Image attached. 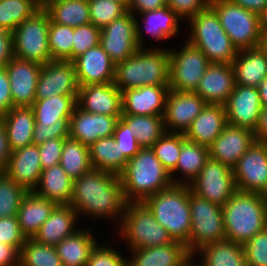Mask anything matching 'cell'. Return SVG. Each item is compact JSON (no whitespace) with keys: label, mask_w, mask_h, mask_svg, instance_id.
<instances>
[{"label":"cell","mask_w":267,"mask_h":266,"mask_svg":"<svg viewBox=\"0 0 267 266\" xmlns=\"http://www.w3.org/2000/svg\"><path fill=\"white\" fill-rule=\"evenodd\" d=\"M167 6L166 0H128L127 10L134 16Z\"/></svg>","instance_id":"cell-58"},{"label":"cell","mask_w":267,"mask_h":266,"mask_svg":"<svg viewBox=\"0 0 267 266\" xmlns=\"http://www.w3.org/2000/svg\"><path fill=\"white\" fill-rule=\"evenodd\" d=\"M171 8L182 20L188 21L209 5V0H166Z\"/></svg>","instance_id":"cell-54"},{"label":"cell","mask_w":267,"mask_h":266,"mask_svg":"<svg viewBox=\"0 0 267 266\" xmlns=\"http://www.w3.org/2000/svg\"><path fill=\"white\" fill-rule=\"evenodd\" d=\"M169 89L195 92L204 72L210 65L206 55L187 41L181 49L169 48Z\"/></svg>","instance_id":"cell-11"},{"label":"cell","mask_w":267,"mask_h":266,"mask_svg":"<svg viewBox=\"0 0 267 266\" xmlns=\"http://www.w3.org/2000/svg\"><path fill=\"white\" fill-rule=\"evenodd\" d=\"M169 86H142L122 91V114L164 115Z\"/></svg>","instance_id":"cell-25"},{"label":"cell","mask_w":267,"mask_h":266,"mask_svg":"<svg viewBox=\"0 0 267 266\" xmlns=\"http://www.w3.org/2000/svg\"><path fill=\"white\" fill-rule=\"evenodd\" d=\"M255 141L254 131L227 123L208 147L209 157L233 169Z\"/></svg>","instance_id":"cell-19"},{"label":"cell","mask_w":267,"mask_h":266,"mask_svg":"<svg viewBox=\"0 0 267 266\" xmlns=\"http://www.w3.org/2000/svg\"><path fill=\"white\" fill-rule=\"evenodd\" d=\"M77 106L89 113L122 115V92L114 83L79 86Z\"/></svg>","instance_id":"cell-21"},{"label":"cell","mask_w":267,"mask_h":266,"mask_svg":"<svg viewBox=\"0 0 267 266\" xmlns=\"http://www.w3.org/2000/svg\"><path fill=\"white\" fill-rule=\"evenodd\" d=\"M101 29L92 23L74 28L72 61L87 50L99 45Z\"/></svg>","instance_id":"cell-48"},{"label":"cell","mask_w":267,"mask_h":266,"mask_svg":"<svg viewBox=\"0 0 267 266\" xmlns=\"http://www.w3.org/2000/svg\"><path fill=\"white\" fill-rule=\"evenodd\" d=\"M97 239L89 229H78L55 246L63 266H86Z\"/></svg>","instance_id":"cell-35"},{"label":"cell","mask_w":267,"mask_h":266,"mask_svg":"<svg viewBox=\"0 0 267 266\" xmlns=\"http://www.w3.org/2000/svg\"><path fill=\"white\" fill-rule=\"evenodd\" d=\"M128 2H114L111 0H89L90 21L102 29L110 22L125 15Z\"/></svg>","instance_id":"cell-47"},{"label":"cell","mask_w":267,"mask_h":266,"mask_svg":"<svg viewBox=\"0 0 267 266\" xmlns=\"http://www.w3.org/2000/svg\"><path fill=\"white\" fill-rule=\"evenodd\" d=\"M209 6L217 13L220 24L238 51L261 46L258 14L231 0H209Z\"/></svg>","instance_id":"cell-8"},{"label":"cell","mask_w":267,"mask_h":266,"mask_svg":"<svg viewBox=\"0 0 267 266\" xmlns=\"http://www.w3.org/2000/svg\"><path fill=\"white\" fill-rule=\"evenodd\" d=\"M224 107L228 124L254 131L262 110L258 88L235 84Z\"/></svg>","instance_id":"cell-18"},{"label":"cell","mask_w":267,"mask_h":266,"mask_svg":"<svg viewBox=\"0 0 267 266\" xmlns=\"http://www.w3.org/2000/svg\"><path fill=\"white\" fill-rule=\"evenodd\" d=\"M13 108L8 73L5 67L0 68V116Z\"/></svg>","instance_id":"cell-56"},{"label":"cell","mask_w":267,"mask_h":266,"mask_svg":"<svg viewBox=\"0 0 267 266\" xmlns=\"http://www.w3.org/2000/svg\"><path fill=\"white\" fill-rule=\"evenodd\" d=\"M0 117L4 122L11 151L33 144L35 117L31 107H13Z\"/></svg>","instance_id":"cell-32"},{"label":"cell","mask_w":267,"mask_h":266,"mask_svg":"<svg viewBox=\"0 0 267 266\" xmlns=\"http://www.w3.org/2000/svg\"><path fill=\"white\" fill-rule=\"evenodd\" d=\"M190 191L189 185L173 184L144 201L172 240L185 246L189 242L191 231Z\"/></svg>","instance_id":"cell-5"},{"label":"cell","mask_w":267,"mask_h":266,"mask_svg":"<svg viewBox=\"0 0 267 266\" xmlns=\"http://www.w3.org/2000/svg\"><path fill=\"white\" fill-rule=\"evenodd\" d=\"M185 139L183 133L165 132L151 147L156 158L160 160L161 164L169 173L176 168L182 143Z\"/></svg>","instance_id":"cell-44"},{"label":"cell","mask_w":267,"mask_h":266,"mask_svg":"<svg viewBox=\"0 0 267 266\" xmlns=\"http://www.w3.org/2000/svg\"><path fill=\"white\" fill-rule=\"evenodd\" d=\"M189 188L197 197L220 207L237 191L233 169L210 157Z\"/></svg>","instance_id":"cell-12"},{"label":"cell","mask_w":267,"mask_h":266,"mask_svg":"<svg viewBox=\"0 0 267 266\" xmlns=\"http://www.w3.org/2000/svg\"><path fill=\"white\" fill-rule=\"evenodd\" d=\"M38 145H28L11 151L5 174L28 192L34 191L41 176Z\"/></svg>","instance_id":"cell-24"},{"label":"cell","mask_w":267,"mask_h":266,"mask_svg":"<svg viewBox=\"0 0 267 266\" xmlns=\"http://www.w3.org/2000/svg\"><path fill=\"white\" fill-rule=\"evenodd\" d=\"M20 266H63L55 246L27 238L20 251Z\"/></svg>","instance_id":"cell-43"},{"label":"cell","mask_w":267,"mask_h":266,"mask_svg":"<svg viewBox=\"0 0 267 266\" xmlns=\"http://www.w3.org/2000/svg\"><path fill=\"white\" fill-rule=\"evenodd\" d=\"M197 254L204 266H247L243 245L229 240L203 246Z\"/></svg>","instance_id":"cell-39"},{"label":"cell","mask_w":267,"mask_h":266,"mask_svg":"<svg viewBox=\"0 0 267 266\" xmlns=\"http://www.w3.org/2000/svg\"><path fill=\"white\" fill-rule=\"evenodd\" d=\"M73 62L79 86L114 83L116 64L100 45L87 50Z\"/></svg>","instance_id":"cell-22"},{"label":"cell","mask_w":267,"mask_h":266,"mask_svg":"<svg viewBox=\"0 0 267 266\" xmlns=\"http://www.w3.org/2000/svg\"><path fill=\"white\" fill-rule=\"evenodd\" d=\"M35 1L41 8L44 7L45 0H33Z\"/></svg>","instance_id":"cell-67"},{"label":"cell","mask_w":267,"mask_h":266,"mask_svg":"<svg viewBox=\"0 0 267 266\" xmlns=\"http://www.w3.org/2000/svg\"><path fill=\"white\" fill-rule=\"evenodd\" d=\"M262 107H267V76L257 87Z\"/></svg>","instance_id":"cell-63"},{"label":"cell","mask_w":267,"mask_h":266,"mask_svg":"<svg viewBox=\"0 0 267 266\" xmlns=\"http://www.w3.org/2000/svg\"><path fill=\"white\" fill-rule=\"evenodd\" d=\"M226 240L244 245L267 227L264 194L237 190L222 206Z\"/></svg>","instance_id":"cell-3"},{"label":"cell","mask_w":267,"mask_h":266,"mask_svg":"<svg viewBox=\"0 0 267 266\" xmlns=\"http://www.w3.org/2000/svg\"><path fill=\"white\" fill-rule=\"evenodd\" d=\"M76 68L70 60H51L42 65L37 82L35 100L56 95H78Z\"/></svg>","instance_id":"cell-15"},{"label":"cell","mask_w":267,"mask_h":266,"mask_svg":"<svg viewBox=\"0 0 267 266\" xmlns=\"http://www.w3.org/2000/svg\"><path fill=\"white\" fill-rule=\"evenodd\" d=\"M113 137L119 145L120 154H124L128 160L138 153L141 148L137 143L135 132H132L121 119L117 121Z\"/></svg>","instance_id":"cell-52"},{"label":"cell","mask_w":267,"mask_h":266,"mask_svg":"<svg viewBox=\"0 0 267 266\" xmlns=\"http://www.w3.org/2000/svg\"><path fill=\"white\" fill-rule=\"evenodd\" d=\"M43 9L56 24L76 28L91 23L89 0H45Z\"/></svg>","instance_id":"cell-37"},{"label":"cell","mask_w":267,"mask_h":266,"mask_svg":"<svg viewBox=\"0 0 267 266\" xmlns=\"http://www.w3.org/2000/svg\"><path fill=\"white\" fill-rule=\"evenodd\" d=\"M235 86L232 64L210 63L195 90L207 104L225 105Z\"/></svg>","instance_id":"cell-23"},{"label":"cell","mask_w":267,"mask_h":266,"mask_svg":"<svg viewBox=\"0 0 267 266\" xmlns=\"http://www.w3.org/2000/svg\"><path fill=\"white\" fill-rule=\"evenodd\" d=\"M208 158V147L185 139L176 168L170 173L173 184L189 185L198 176ZM177 173L184 177H176Z\"/></svg>","instance_id":"cell-36"},{"label":"cell","mask_w":267,"mask_h":266,"mask_svg":"<svg viewBox=\"0 0 267 266\" xmlns=\"http://www.w3.org/2000/svg\"><path fill=\"white\" fill-rule=\"evenodd\" d=\"M78 219L72 206L56 205L33 239L45 245L56 246L79 229L76 226Z\"/></svg>","instance_id":"cell-28"},{"label":"cell","mask_w":267,"mask_h":266,"mask_svg":"<svg viewBox=\"0 0 267 266\" xmlns=\"http://www.w3.org/2000/svg\"><path fill=\"white\" fill-rule=\"evenodd\" d=\"M120 117L89 113L76 105L69 120V137L90 146L112 136Z\"/></svg>","instance_id":"cell-20"},{"label":"cell","mask_w":267,"mask_h":266,"mask_svg":"<svg viewBox=\"0 0 267 266\" xmlns=\"http://www.w3.org/2000/svg\"><path fill=\"white\" fill-rule=\"evenodd\" d=\"M26 239L17 216L0 218V243L11 245L20 252Z\"/></svg>","instance_id":"cell-51"},{"label":"cell","mask_w":267,"mask_h":266,"mask_svg":"<svg viewBox=\"0 0 267 266\" xmlns=\"http://www.w3.org/2000/svg\"><path fill=\"white\" fill-rule=\"evenodd\" d=\"M206 104L195 92L169 90L163 116L166 132L184 134Z\"/></svg>","instance_id":"cell-16"},{"label":"cell","mask_w":267,"mask_h":266,"mask_svg":"<svg viewBox=\"0 0 267 266\" xmlns=\"http://www.w3.org/2000/svg\"><path fill=\"white\" fill-rule=\"evenodd\" d=\"M233 3L252 11L256 14H260L267 7V0H231Z\"/></svg>","instance_id":"cell-62"},{"label":"cell","mask_w":267,"mask_h":266,"mask_svg":"<svg viewBox=\"0 0 267 266\" xmlns=\"http://www.w3.org/2000/svg\"><path fill=\"white\" fill-rule=\"evenodd\" d=\"M69 137V125H35L32 143L40 145L52 138Z\"/></svg>","instance_id":"cell-55"},{"label":"cell","mask_w":267,"mask_h":266,"mask_svg":"<svg viewBox=\"0 0 267 266\" xmlns=\"http://www.w3.org/2000/svg\"><path fill=\"white\" fill-rule=\"evenodd\" d=\"M60 165L73 180L87 173L92 169L89 146L70 137L65 138Z\"/></svg>","instance_id":"cell-41"},{"label":"cell","mask_w":267,"mask_h":266,"mask_svg":"<svg viewBox=\"0 0 267 266\" xmlns=\"http://www.w3.org/2000/svg\"><path fill=\"white\" fill-rule=\"evenodd\" d=\"M35 194L56 205H70L73 193L71 179L60 164L42 170Z\"/></svg>","instance_id":"cell-31"},{"label":"cell","mask_w":267,"mask_h":266,"mask_svg":"<svg viewBox=\"0 0 267 266\" xmlns=\"http://www.w3.org/2000/svg\"><path fill=\"white\" fill-rule=\"evenodd\" d=\"M239 191L267 192V143L255 141L233 168Z\"/></svg>","instance_id":"cell-13"},{"label":"cell","mask_w":267,"mask_h":266,"mask_svg":"<svg viewBox=\"0 0 267 266\" xmlns=\"http://www.w3.org/2000/svg\"><path fill=\"white\" fill-rule=\"evenodd\" d=\"M40 9L33 0H0V29L13 31Z\"/></svg>","instance_id":"cell-42"},{"label":"cell","mask_w":267,"mask_h":266,"mask_svg":"<svg viewBox=\"0 0 267 266\" xmlns=\"http://www.w3.org/2000/svg\"><path fill=\"white\" fill-rule=\"evenodd\" d=\"M247 266H267V227L243 245Z\"/></svg>","instance_id":"cell-49"},{"label":"cell","mask_w":267,"mask_h":266,"mask_svg":"<svg viewBox=\"0 0 267 266\" xmlns=\"http://www.w3.org/2000/svg\"><path fill=\"white\" fill-rule=\"evenodd\" d=\"M92 169L120 175L128 159L120 154L119 145L112 136L103 137L89 146Z\"/></svg>","instance_id":"cell-38"},{"label":"cell","mask_w":267,"mask_h":266,"mask_svg":"<svg viewBox=\"0 0 267 266\" xmlns=\"http://www.w3.org/2000/svg\"><path fill=\"white\" fill-rule=\"evenodd\" d=\"M28 191L5 173H0V218L17 216L18 209Z\"/></svg>","instance_id":"cell-46"},{"label":"cell","mask_w":267,"mask_h":266,"mask_svg":"<svg viewBox=\"0 0 267 266\" xmlns=\"http://www.w3.org/2000/svg\"><path fill=\"white\" fill-rule=\"evenodd\" d=\"M126 203L119 175L91 169L73 180L70 206L79 218L81 215L95 220L118 218L121 224Z\"/></svg>","instance_id":"cell-1"},{"label":"cell","mask_w":267,"mask_h":266,"mask_svg":"<svg viewBox=\"0 0 267 266\" xmlns=\"http://www.w3.org/2000/svg\"><path fill=\"white\" fill-rule=\"evenodd\" d=\"M65 138H52L38 145L42 170L60 164Z\"/></svg>","instance_id":"cell-53"},{"label":"cell","mask_w":267,"mask_h":266,"mask_svg":"<svg viewBox=\"0 0 267 266\" xmlns=\"http://www.w3.org/2000/svg\"><path fill=\"white\" fill-rule=\"evenodd\" d=\"M49 25L50 17L43 8L18 25L12 31L14 57L40 65L50 62Z\"/></svg>","instance_id":"cell-9"},{"label":"cell","mask_w":267,"mask_h":266,"mask_svg":"<svg viewBox=\"0 0 267 266\" xmlns=\"http://www.w3.org/2000/svg\"><path fill=\"white\" fill-rule=\"evenodd\" d=\"M232 66L236 85L258 87L267 76V52L261 46L239 50Z\"/></svg>","instance_id":"cell-29"},{"label":"cell","mask_w":267,"mask_h":266,"mask_svg":"<svg viewBox=\"0 0 267 266\" xmlns=\"http://www.w3.org/2000/svg\"><path fill=\"white\" fill-rule=\"evenodd\" d=\"M11 155L8 138L4 127V122L0 117V173H4Z\"/></svg>","instance_id":"cell-60"},{"label":"cell","mask_w":267,"mask_h":266,"mask_svg":"<svg viewBox=\"0 0 267 266\" xmlns=\"http://www.w3.org/2000/svg\"><path fill=\"white\" fill-rule=\"evenodd\" d=\"M99 45L115 64L131 57L140 48L134 15L127 12L102 28Z\"/></svg>","instance_id":"cell-14"},{"label":"cell","mask_w":267,"mask_h":266,"mask_svg":"<svg viewBox=\"0 0 267 266\" xmlns=\"http://www.w3.org/2000/svg\"><path fill=\"white\" fill-rule=\"evenodd\" d=\"M186 22L190 28L186 40L189 44L201 50L210 63L232 64L238 50L209 5Z\"/></svg>","instance_id":"cell-6"},{"label":"cell","mask_w":267,"mask_h":266,"mask_svg":"<svg viewBox=\"0 0 267 266\" xmlns=\"http://www.w3.org/2000/svg\"><path fill=\"white\" fill-rule=\"evenodd\" d=\"M127 266H180L191 254L183 243L174 241L157 247L129 250Z\"/></svg>","instance_id":"cell-30"},{"label":"cell","mask_w":267,"mask_h":266,"mask_svg":"<svg viewBox=\"0 0 267 266\" xmlns=\"http://www.w3.org/2000/svg\"><path fill=\"white\" fill-rule=\"evenodd\" d=\"M169 69L168 48H139L116 64L114 84L121 92L142 86H169Z\"/></svg>","instance_id":"cell-4"},{"label":"cell","mask_w":267,"mask_h":266,"mask_svg":"<svg viewBox=\"0 0 267 266\" xmlns=\"http://www.w3.org/2000/svg\"><path fill=\"white\" fill-rule=\"evenodd\" d=\"M78 95H56L35 100L31 108L35 125H69Z\"/></svg>","instance_id":"cell-33"},{"label":"cell","mask_w":267,"mask_h":266,"mask_svg":"<svg viewBox=\"0 0 267 266\" xmlns=\"http://www.w3.org/2000/svg\"><path fill=\"white\" fill-rule=\"evenodd\" d=\"M258 16L261 34L267 33V7Z\"/></svg>","instance_id":"cell-64"},{"label":"cell","mask_w":267,"mask_h":266,"mask_svg":"<svg viewBox=\"0 0 267 266\" xmlns=\"http://www.w3.org/2000/svg\"><path fill=\"white\" fill-rule=\"evenodd\" d=\"M191 231L186 245L194 254L203 246L226 240L222 207L189 192Z\"/></svg>","instance_id":"cell-10"},{"label":"cell","mask_w":267,"mask_h":266,"mask_svg":"<svg viewBox=\"0 0 267 266\" xmlns=\"http://www.w3.org/2000/svg\"><path fill=\"white\" fill-rule=\"evenodd\" d=\"M140 15H142L143 18V20H141L142 22L137 19V16H134L136 38L140 48H147L143 43L145 42L143 36L146 33L151 35V38H155L158 41L168 40L177 34L179 35V21H182V19L168 6L146 11L140 13Z\"/></svg>","instance_id":"cell-26"},{"label":"cell","mask_w":267,"mask_h":266,"mask_svg":"<svg viewBox=\"0 0 267 266\" xmlns=\"http://www.w3.org/2000/svg\"><path fill=\"white\" fill-rule=\"evenodd\" d=\"M195 256L196 255L194 254H190L180 266H204L202 262H200L199 264L198 262L194 263V261H196L194 260Z\"/></svg>","instance_id":"cell-65"},{"label":"cell","mask_w":267,"mask_h":266,"mask_svg":"<svg viewBox=\"0 0 267 266\" xmlns=\"http://www.w3.org/2000/svg\"><path fill=\"white\" fill-rule=\"evenodd\" d=\"M127 203L144 202L150 196L173 185L170 173L156 158L151 147L140 148L119 175Z\"/></svg>","instance_id":"cell-2"},{"label":"cell","mask_w":267,"mask_h":266,"mask_svg":"<svg viewBox=\"0 0 267 266\" xmlns=\"http://www.w3.org/2000/svg\"><path fill=\"white\" fill-rule=\"evenodd\" d=\"M119 233L129 250L157 247L174 241L168 231L155 220L144 202L126 203Z\"/></svg>","instance_id":"cell-7"},{"label":"cell","mask_w":267,"mask_h":266,"mask_svg":"<svg viewBox=\"0 0 267 266\" xmlns=\"http://www.w3.org/2000/svg\"><path fill=\"white\" fill-rule=\"evenodd\" d=\"M227 124L224 105L206 104L184 133L187 140L209 147Z\"/></svg>","instance_id":"cell-27"},{"label":"cell","mask_w":267,"mask_h":266,"mask_svg":"<svg viewBox=\"0 0 267 266\" xmlns=\"http://www.w3.org/2000/svg\"><path fill=\"white\" fill-rule=\"evenodd\" d=\"M164 115H129L122 114L120 119L135 132L141 148L152 147L166 132Z\"/></svg>","instance_id":"cell-40"},{"label":"cell","mask_w":267,"mask_h":266,"mask_svg":"<svg viewBox=\"0 0 267 266\" xmlns=\"http://www.w3.org/2000/svg\"><path fill=\"white\" fill-rule=\"evenodd\" d=\"M13 57V32L0 29V68L5 67Z\"/></svg>","instance_id":"cell-57"},{"label":"cell","mask_w":267,"mask_h":266,"mask_svg":"<svg viewBox=\"0 0 267 266\" xmlns=\"http://www.w3.org/2000/svg\"><path fill=\"white\" fill-rule=\"evenodd\" d=\"M111 1H114V2H128V0H111Z\"/></svg>","instance_id":"cell-68"},{"label":"cell","mask_w":267,"mask_h":266,"mask_svg":"<svg viewBox=\"0 0 267 266\" xmlns=\"http://www.w3.org/2000/svg\"><path fill=\"white\" fill-rule=\"evenodd\" d=\"M42 65L13 57L5 66L8 73L13 107H31Z\"/></svg>","instance_id":"cell-17"},{"label":"cell","mask_w":267,"mask_h":266,"mask_svg":"<svg viewBox=\"0 0 267 266\" xmlns=\"http://www.w3.org/2000/svg\"><path fill=\"white\" fill-rule=\"evenodd\" d=\"M101 245V246H100ZM111 246L99 242L92 249L86 266H127V257Z\"/></svg>","instance_id":"cell-50"},{"label":"cell","mask_w":267,"mask_h":266,"mask_svg":"<svg viewBox=\"0 0 267 266\" xmlns=\"http://www.w3.org/2000/svg\"><path fill=\"white\" fill-rule=\"evenodd\" d=\"M254 137L258 142L267 143V107H262Z\"/></svg>","instance_id":"cell-61"},{"label":"cell","mask_w":267,"mask_h":266,"mask_svg":"<svg viewBox=\"0 0 267 266\" xmlns=\"http://www.w3.org/2000/svg\"><path fill=\"white\" fill-rule=\"evenodd\" d=\"M55 206L54 202L33 191L26 194L17 212L18 223L26 238L34 237Z\"/></svg>","instance_id":"cell-34"},{"label":"cell","mask_w":267,"mask_h":266,"mask_svg":"<svg viewBox=\"0 0 267 266\" xmlns=\"http://www.w3.org/2000/svg\"><path fill=\"white\" fill-rule=\"evenodd\" d=\"M0 266H20V252L11 245L0 243Z\"/></svg>","instance_id":"cell-59"},{"label":"cell","mask_w":267,"mask_h":266,"mask_svg":"<svg viewBox=\"0 0 267 266\" xmlns=\"http://www.w3.org/2000/svg\"><path fill=\"white\" fill-rule=\"evenodd\" d=\"M74 28L50 20L48 46L52 60L72 61Z\"/></svg>","instance_id":"cell-45"},{"label":"cell","mask_w":267,"mask_h":266,"mask_svg":"<svg viewBox=\"0 0 267 266\" xmlns=\"http://www.w3.org/2000/svg\"><path fill=\"white\" fill-rule=\"evenodd\" d=\"M261 47L267 52V33L262 34Z\"/></svg>","instance_id":"cell-66"}]
</instances>
